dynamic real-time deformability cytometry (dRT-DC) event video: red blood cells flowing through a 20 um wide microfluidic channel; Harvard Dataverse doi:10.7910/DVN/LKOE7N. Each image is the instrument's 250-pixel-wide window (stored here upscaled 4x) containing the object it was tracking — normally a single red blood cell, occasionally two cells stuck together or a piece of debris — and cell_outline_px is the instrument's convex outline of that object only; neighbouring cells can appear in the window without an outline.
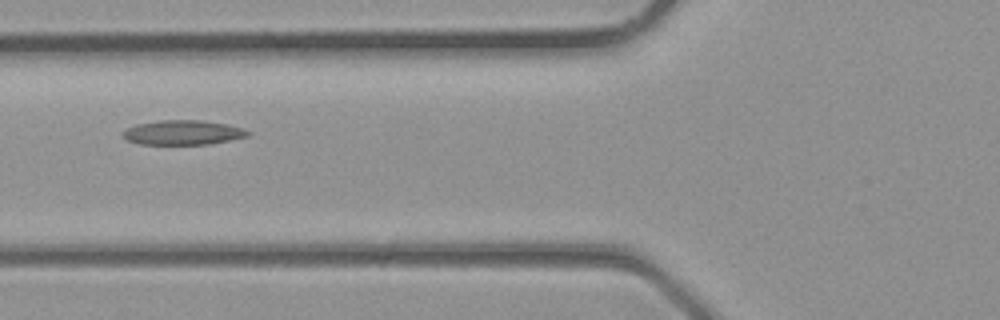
{"species": "common noctule bat (a hibernating species)", "species_latin": "Nyctalus noctula", "temperature_condition": "room temperature", "stored_images_in_passage": 3, "camera_frame_rate_fps": 3000, "um_per_image_px": 0.085, "animal": {"sex": "male", "body_mass_g": 23.1, "forearm_length_mm": 52.7}, "frame": {"image": 1, "passage_image": 3, "time_ms": 0.667, "image_size_px": [1000, 320], "cell_outline_px": [[252, 132], [248, 136], [208, 144], [140, 144], [128, 140], [124, 136], [124, 132], [128, 128], [136, 124], [160, 120], [200, 120], [224, 124], [244, 128]], "centroid_in_image_um": [15.57, 11.26], "position_along_channel_um": 110.2, "area_um2": 17.63}}